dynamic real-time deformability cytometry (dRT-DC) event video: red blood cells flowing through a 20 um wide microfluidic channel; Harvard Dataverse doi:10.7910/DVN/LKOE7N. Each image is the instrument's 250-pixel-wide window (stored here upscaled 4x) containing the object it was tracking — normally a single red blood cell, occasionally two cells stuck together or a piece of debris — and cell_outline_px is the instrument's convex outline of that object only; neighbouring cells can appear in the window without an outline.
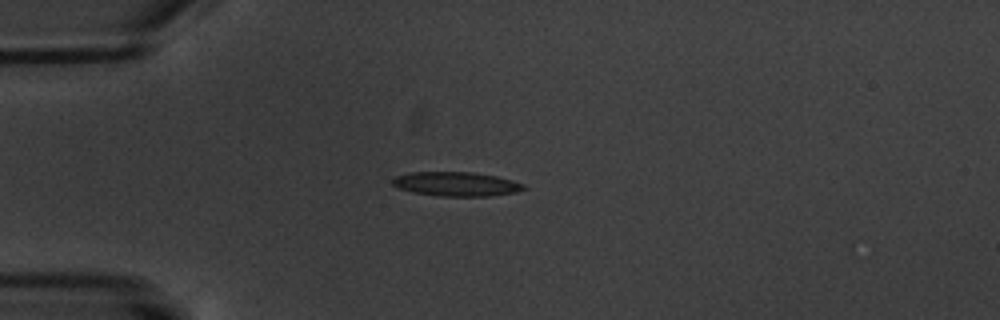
{"species": "common noctule bat (a hibernating species)", "species_latin": "Nyctalus noctula", "temperature_condition": "warm", "stored_images_in_passage": 5, "camera_frame_rate_fps": 3000, "um_per_image_px": 0.085, "animal": {"sex": "male", "body_mass_g": 20.1, "forearm_length_mm": 53.5}, "frame": {"image": 1, "passage_image": 2, "time_ms": 1.333, "image_size_px": [1000, 320], "cell_outline_px": [[528, 188], [516, 192], [488, 196], [440, 196], [412, 192], [400, 188], [392, 184], [392, 180], [396, 176], [412, 172], [472, 172], [496, 176], [512, 180], [524, 184]], "centroid_in_image_um": [38.81, 15.64], "position_along_channel_um": 46.2, "area_um2": 18.44}}